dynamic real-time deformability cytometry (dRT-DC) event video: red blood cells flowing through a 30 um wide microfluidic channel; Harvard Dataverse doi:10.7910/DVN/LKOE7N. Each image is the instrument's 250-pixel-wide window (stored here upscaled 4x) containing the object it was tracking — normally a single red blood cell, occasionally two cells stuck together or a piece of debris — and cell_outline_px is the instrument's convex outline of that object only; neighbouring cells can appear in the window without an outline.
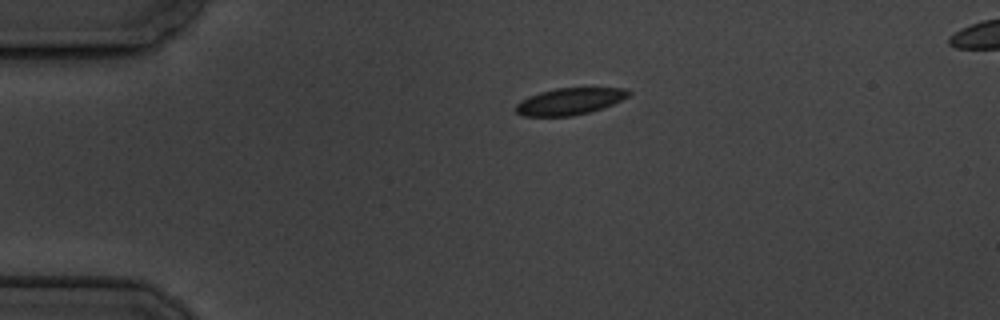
{"species": "common noctule bat (a hibernating species)", "species_latin": "Nyctalus noctula", "temperature_condition": "cold", "stored_images_in_passage": 3, "camera_frame_rate_fps": 3000, "um_per_image_px": 0.085, "animal": {"sex": "male", "body_mass_g": 19.5, "forearm_length_mm": 54.6}, "frame": {"image": 1, "passage_image": 1, "time_ms": 0.0, "image_size_px": [1000, 320], "cell_outline_px": [[632, 92], [628, 96], [604, 108], [572, 116], [524, 116], [516, 112], [512, 108], [520, 100], [528, 96], [540, 92], [556, 88], [628, 88]], "centroid_in_image_um": [48.39, 8.61], "position_along_channel_um": 36.6, "area_um2": 17.69}}